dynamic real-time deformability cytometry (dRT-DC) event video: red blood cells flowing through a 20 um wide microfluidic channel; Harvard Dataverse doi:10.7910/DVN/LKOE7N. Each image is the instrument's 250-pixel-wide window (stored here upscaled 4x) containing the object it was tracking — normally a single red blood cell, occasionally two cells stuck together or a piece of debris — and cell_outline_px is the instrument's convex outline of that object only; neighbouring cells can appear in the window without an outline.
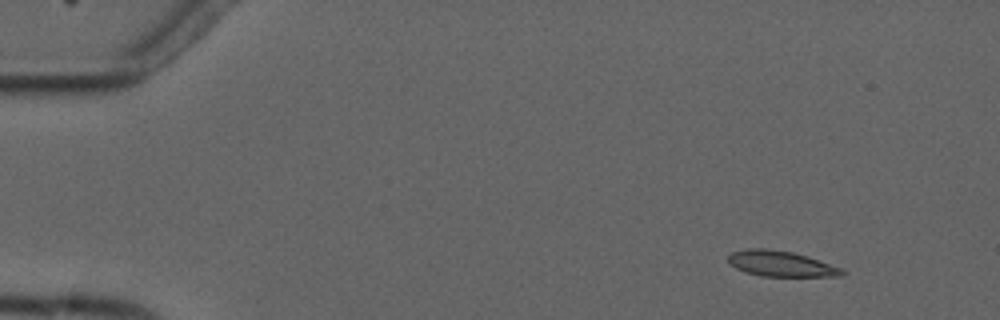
{"species": "common noctule bat (a hibernating species)", "species_latin": "Nyctalus noctula", "temperature_condition": "cold", "stored_images_in_passage": 5, "camera_frame_rate_fps": 3000, "um_per_image_px": 0.085, "animal": {"sex": "male", "forearm_length_mm": 52.5}, "frame": {"image": 1, "passage_image": 2, "time_ms": 1.333, "image_size_px": [1000, 320], "cell_outline_px": [[844, 276], [760, 276], [744, 272], [736, 268], [728, 260], [728, 256], [732, 252], [748, 248], [768, 248], [792, 252], [808, 256], [840, 268], [844, 272]], "centroid_in_image_um": [66.35, 22.41], "position_along_channel_um": 18.7, "area_um2": 16.88}}